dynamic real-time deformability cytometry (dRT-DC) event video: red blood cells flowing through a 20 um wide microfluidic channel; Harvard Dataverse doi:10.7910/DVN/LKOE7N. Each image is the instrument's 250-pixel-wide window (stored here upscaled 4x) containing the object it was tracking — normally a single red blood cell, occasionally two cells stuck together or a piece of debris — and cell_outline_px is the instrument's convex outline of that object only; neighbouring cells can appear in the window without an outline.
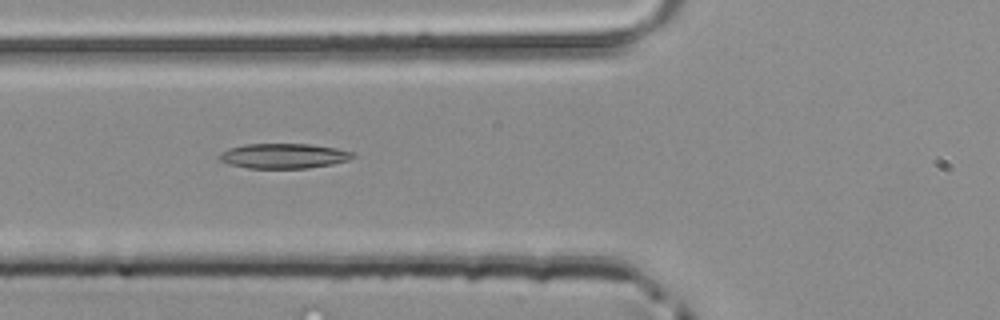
{"species": "common noctule bat (a hibernating species)", "species_latin": "Nyctalus noctula", "temperature_condition": "room temperature", "stored_images_in_passage": 39, "segment_of_instrument_passage": [1, 2], "camera_frame_rate_fps": 3000, "um_per_image_px": 0.085, "animal": {"sex": "male", "body_mass_g": 20.4}, "frame": {"image": 1, "passage_image": 7, "time_ms": 2.0, "image_size_px": [1000, 320], "cell_outline_px": [[352, 156], [348, 160], [332, 164], [308, 168], [248, 168], [232, 164], [220, 160], [216, 156], [220, 152], [228, 148], [244, 144], [312, 144], [336, 148], [352, 152]], "centroid_in_image_um": [24.06, 13.24], "position_along_channel_um": 101.7, "area_um2": 19.31}}
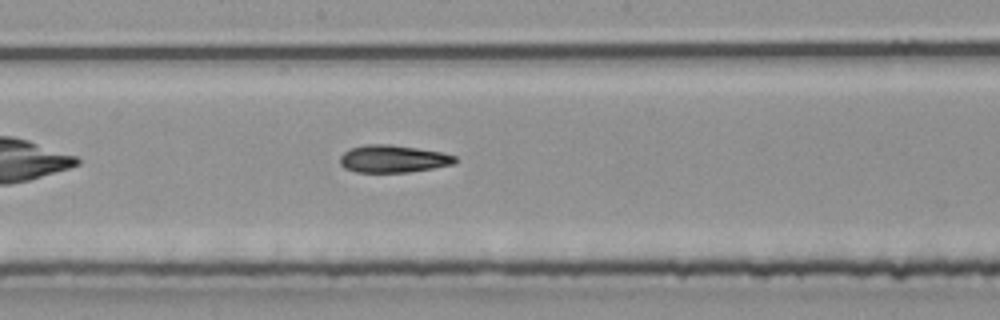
{"frame": {"image": 2, "passage_image": 15, "time_ms": 4.667, "image_size_px": [1000, 320], "cell_outline_px": [[456, 160], [452, 164], [432, 168], [408, 172], [356, 172], [344, 168], [340, 164], [340, 156], [344, 152], [352, 148], [364, 144], [392, 144], [444, 152], [456, 156]], "centroid_in_image_um": [33.4, 13.49], "position_along_channel_um": 214.8, "area_um2": 18.44}}
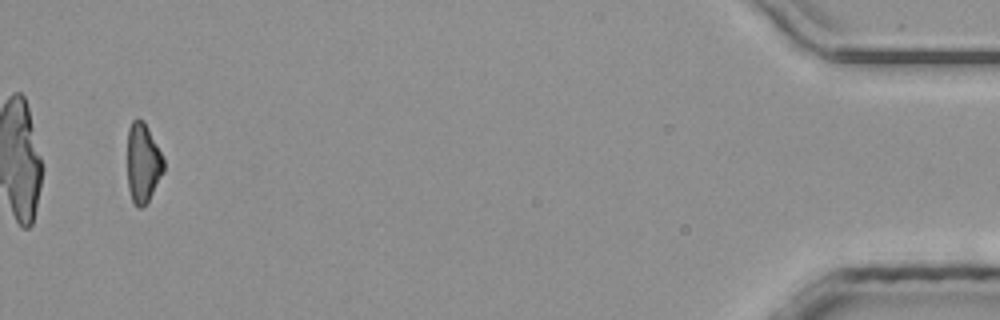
{"frame": {"image": 3, "passage_image": 36, "time_ms": 11.667, "image_size_px": [1000, 320], "cell_outline_px": [[164, 172], [148, 200], [140, 208], [136, 208], [132, 204], [128, 188], [128, 128], [132, 120], [136, 116], [144, 120], [164, 160]], "centroid_in_image_um": [12.13, 13.84], "position_along_channel_um": 423.1, "area_um2": 16.88}}